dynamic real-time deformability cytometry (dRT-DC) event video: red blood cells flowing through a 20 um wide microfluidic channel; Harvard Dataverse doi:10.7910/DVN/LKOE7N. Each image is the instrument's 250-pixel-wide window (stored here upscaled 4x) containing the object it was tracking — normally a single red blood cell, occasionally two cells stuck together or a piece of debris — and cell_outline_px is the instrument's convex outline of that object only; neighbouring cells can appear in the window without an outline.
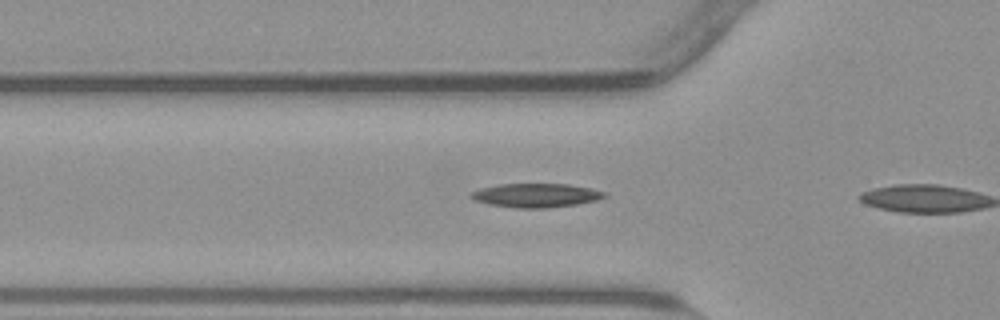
{"species": "common noctule bat (a hibernating species)", "species_latin": "Nyctalus noctula", "temperature_condition": "warm", "stored_images_in_passage": 7, "camera_frame_rate_fps": 3000, "um_per_image_px": 0.085, "animal": {"sex": "male", "body_mass_g": 23.1, "forearm_length_mm": 52.7}, "frame": {"image": 1, "passage_image": 6, "time_ms": 1.667, "image_size_px": [1000, 320], "cell_outline_px": [[608, 196], [596, 200], [576, 204], [548, 208], [516, 208], [488, 204], [476, 200], [468, 196], [472, 192], [480, 188], [500, 184], [568, 184], [588, 188], [604, 192]], "centroid_in_image_um": [45.53, 16.61], "position_along_channel_um": 80.3, "area_um2": 18.44}}